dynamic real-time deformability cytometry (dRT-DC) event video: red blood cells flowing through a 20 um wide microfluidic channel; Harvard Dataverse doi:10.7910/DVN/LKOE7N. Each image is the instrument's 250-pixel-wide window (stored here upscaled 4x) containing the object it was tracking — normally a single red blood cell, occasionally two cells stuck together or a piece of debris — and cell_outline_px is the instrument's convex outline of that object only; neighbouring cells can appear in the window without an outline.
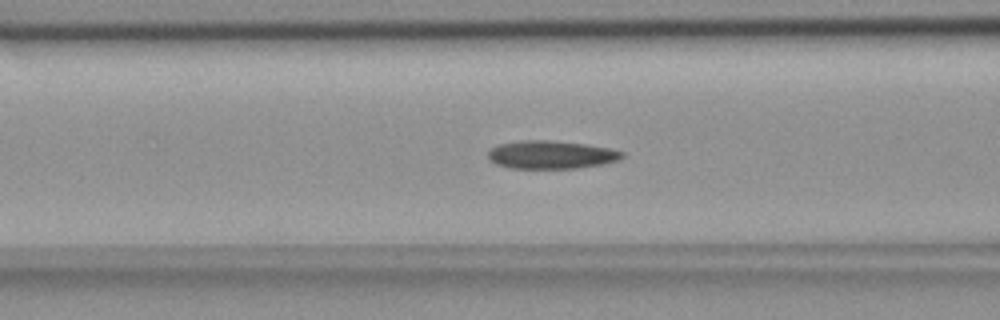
{"species": "common noctule bat (a hibernating species)", "species_latin": "Nyctalus noctula", "temperature_condition": "room temperature", "stored_images_in_passage": 55, "camera_frame_rate_fps": 3000, "um_per_image_px": 0.085, "animal": {"sex": "female", "body_mass_g": 18.4}, "frame": {"image": 1, "passage_image": 22, "time_ms": 7.0, "image_size_px": [1000, 320], "cell_outline_px": [[624, 156], [620, 160], [604, 164], [576, 168], [512, 168], [496, 164], [488, 156], [488, 152], [492, 148], [500, 144], [520, 140], [548, 140], [584, 144], [608, 148], [624, 152]], "centroid_in_image_um": [46.88, 13.15], "position_along_channel_um": 119.7, "area_um2": 21.79}}
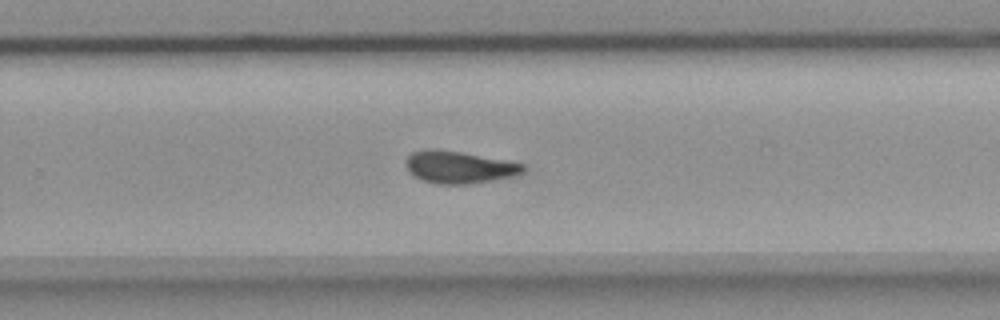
{"frame": {"image": 2, "passage_image": 36, "time_ms": 11.667, "image_size_px": [1000, 320], "cell_outline_px": [[528, 168], [524, 172], [516, 176], [472, 184], [436, 184], [424, 180], [416, 176], [408, 168], [408, 156], [412, 152], [428, 148], [436, 148], [460, 152], [504, 160], [524, 164]], "centroid_in_image_um": [39.1, 14.21], "position_along_channel_um": 290.7, "area_um2": 21.91}}
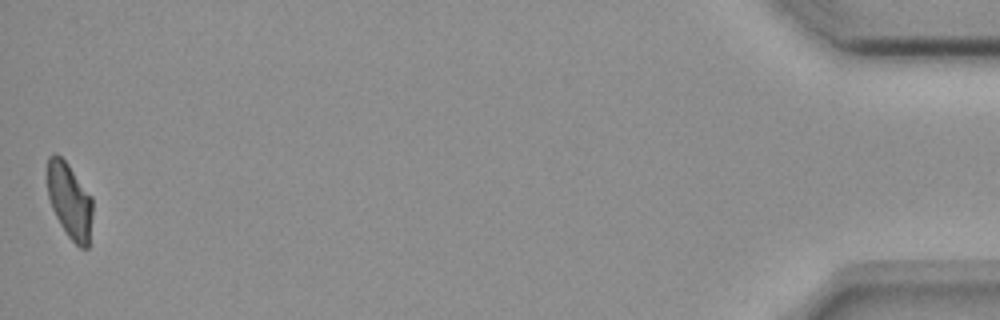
{"frame": {"image": 3, "passage_image": 55, "time_ms": 18.0, "image_size_px": [1000, 320], "cell_outline_px": [[92, 216], [88, 248], [80, 248], [68, 236], [60, 224], [52, 208], [48, 196], [48, 156], [52, 152], [56, 152], [68, 164], [92, 196]], "centroid_in_image_um": [5.92, 17.05], "position_along_channel_um": 429.3, "area_um2": 19.88}, "authors_computed_cell_mechanics": {"area_um2": 21.386, "velocity_mm_per_s": 3.6744, "shape_relaxation_time_tau1_ms": null, "shape_relaxation_time_tau2_ms": 5.1691, "deformation_change_tau1": null, "deformation_change_tau2": 0.1061}}